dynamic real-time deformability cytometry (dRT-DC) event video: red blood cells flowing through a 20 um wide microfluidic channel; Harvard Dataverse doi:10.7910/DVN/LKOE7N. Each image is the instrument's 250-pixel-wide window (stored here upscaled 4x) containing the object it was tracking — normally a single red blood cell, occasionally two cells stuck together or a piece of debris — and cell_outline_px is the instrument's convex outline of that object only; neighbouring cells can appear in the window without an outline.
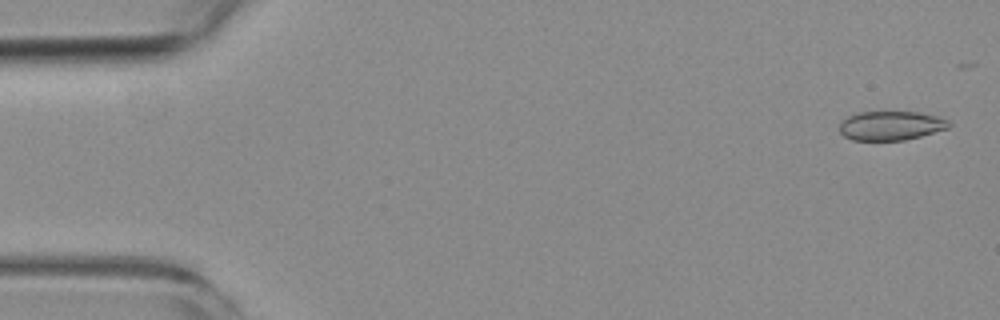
{"species": "common noctule bat (a hibernating species)", "species_latin": "Nyctalus noctula", "temperature_condition": "room temperature", "stored_images_in_passage": 5, "camera_frame_rate_fps": 3000, "um_per_image_px": 0.085, "animal": {"sex": "female", "body_mass_g": 19.3, "forearm_length_mm": 54.1}, "frame": {"image": 1, "passage_image": 1, "time_ms": 0.0, "image_size_px": [1000, 320], "cell_outline_px": [[952, 124], [948, 128], [920, 136], [904, 140], [852, 140], [844, 136], [840, 132], [840, 124], [848, 116], [860, 112], [916, 112], [936, 116], [948, 120]], "centroid_in_image_um": [75.73, 10.68], "position_along_channel_um": 9.3, "area_um2": 18.38}}
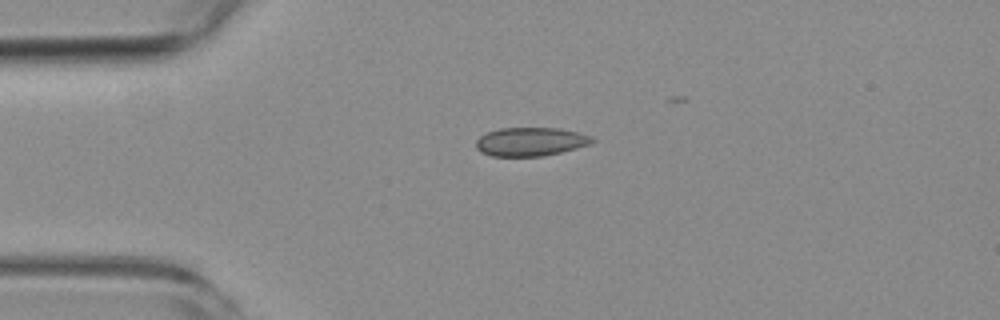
{"frame": {"image": 2, "passage_image": 4, "time_ms": 3.667, "image_size_px": [1000, 320], "cell_outline_px": [[596, 140], [588, 144], [576, 148], [544, 156], [492, 156], [480, 152], [476, 148], [476, 140], [480, 136], [488, 132], [500, 128], [560, 128], [592, 136]], "centroid_in_image_um": [45.08, 12.04], "position_along_channel_um": 39.9, "area_um2": 19.31}}